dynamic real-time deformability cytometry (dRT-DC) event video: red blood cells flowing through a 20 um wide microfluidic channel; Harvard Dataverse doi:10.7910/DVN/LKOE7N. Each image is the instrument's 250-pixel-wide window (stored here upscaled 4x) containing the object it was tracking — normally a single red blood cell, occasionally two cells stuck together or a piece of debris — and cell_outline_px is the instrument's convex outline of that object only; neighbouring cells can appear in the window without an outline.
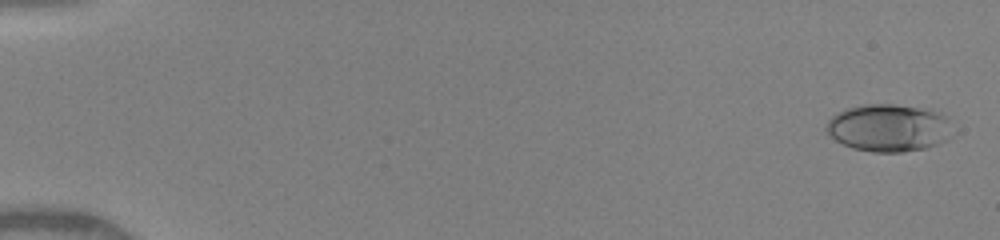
{"species": "human", "species_latin": "Homo sapiens", "temperature_condition": "warm", "stored_images_in_passage": 39, "camera_frame_rate_fps": 3000, "um_per_image_px": 0.085, "donor": {"sex": "female"}, "frame": {"image": 1, "passage_image": 3, "time_ms": 0.333, "image_size_px": [1000, 240], "cell_outline_px": [[956, 132], [948, 140], [928, 148], [900, 152], [872, 152], [852, 148], [836, 140], [824, 128], [828, 120], [836, 112], [844, 108], [864, 104], [892, 104], [932, 108], [944, 112], [948, 116]], "centroid_in_image_um": [75.64, 10.84], "position_along_channel_um": 9.4, "area_um2": 36.07}}
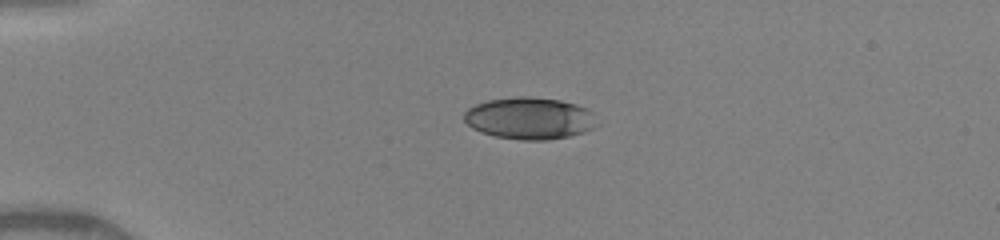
{"frame": {"image": 2, "passage_image": 26, "time_ms": 4.0, "image_size_px": [1000, 240], "cell_outline_px": [[600, 124], [584, 132], [568, 136], [548, 140], [524, 140], [496, 136], [480, 132], [472, 128], [464, 120], [464, 112], [468, 108], [476, 104], [488, 100], [520, 96], [528, 96], [560, 100], [576, 104], [592, 112]], "centroid_in_image_um": [45.02, 10.05], "position_along_channel_um": 40.0, "area_um2": 32.48}}
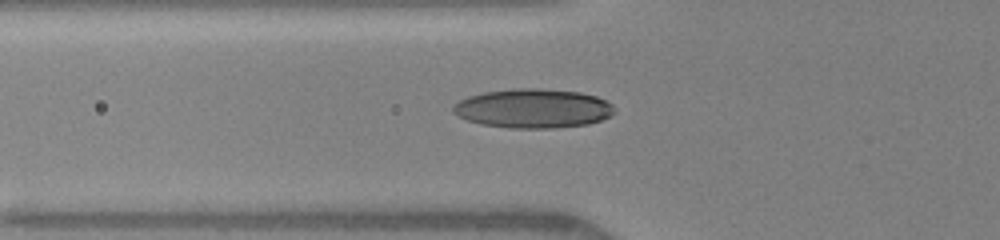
{"frame": {"image": 3, "passage_image": 34, "time_ms": 6.0, "image_size_px": [1000, 240], "cell_outline_px": [[616, 112], [600, 120], [588, 124], [552, 128], [508, 128], [480, 124], [468, 120], [452, 112], [452, 108], [460, 100], [468, 96], [484, 92], [512, 88], [540, 88], [580, 92], [596, 96], [612, 104], [616, 108]], "centroid_in_image_um": [45.32, 9.21], "position_along_channel_um": 80.5, "area_um2": 36.88}}